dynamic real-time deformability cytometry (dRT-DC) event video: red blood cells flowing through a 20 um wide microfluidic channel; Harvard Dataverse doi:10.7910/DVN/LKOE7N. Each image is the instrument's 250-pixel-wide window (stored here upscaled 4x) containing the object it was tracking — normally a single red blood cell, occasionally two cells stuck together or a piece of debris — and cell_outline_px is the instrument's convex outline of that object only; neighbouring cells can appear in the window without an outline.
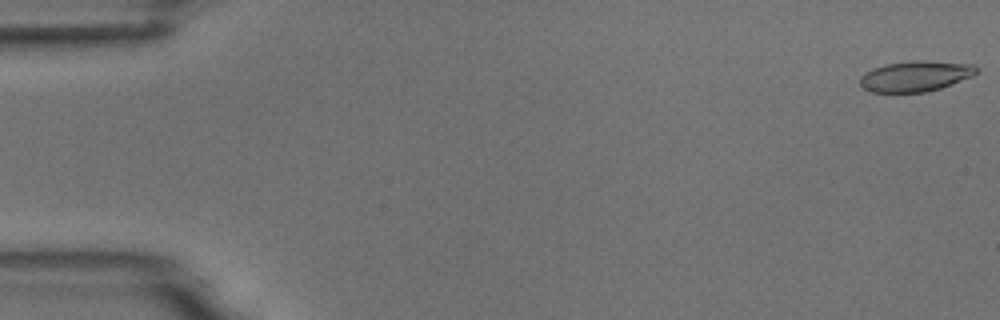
{"species": "common noctule bat (a hibernating species)", "species_latin": "Nyctalus noctula", "temperature_condition": "room temperature", "stored_images_in_passage": 6, "camera_frame_rate_fps": 3000, "um_per_image_px": 0.085, "animal": {"sex": "male", "body_mass_g": 18.8}, "frame": {"image": 1, "passage_image": 1, "time_ms": 0.0, "image_size_px": [1000, 320], "cell_outline_px": [[980, 68], [972, 76], [940, 88], [924, 92], [872, 92], [864, 88], [860, 84], [860, 76], [864, 72], [872, 68], [884, 64], [912, 60], [924, 60], [972, 64]], "centroid_in_image_um": [77.79, 6.46], "position_along_channel_um": 7.2, "area_um2": 20.81}}
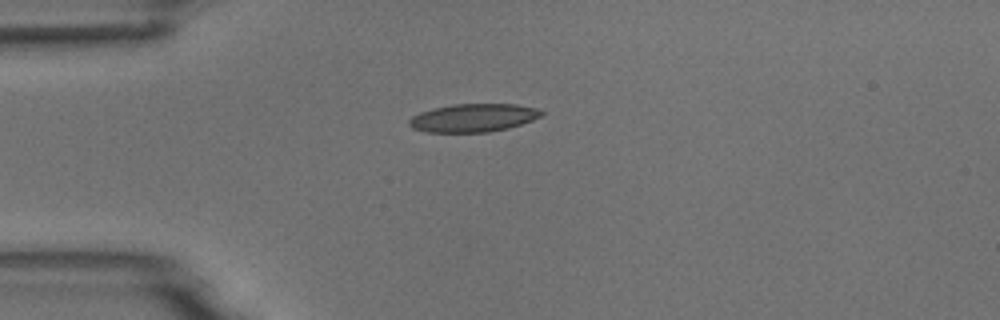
{"frame": {"image": 2, "passage_image": 4, "time_ms": 4.333, "image_size_px": [1000, 320], "cell_outline_px": [[544, 112], [540, 116], [532, 120], [508, 128], [488, 132], [424, 132], [412, 128], [408, 124], [408, 120], [412, 116], [420, 112], [432, 108], [452, 104], [516, 104], [536, 108]], "centroid_in_image_um": [40.18, 10.01], "position_along_channel_um": 44.8, "area_um2": 21.73}}
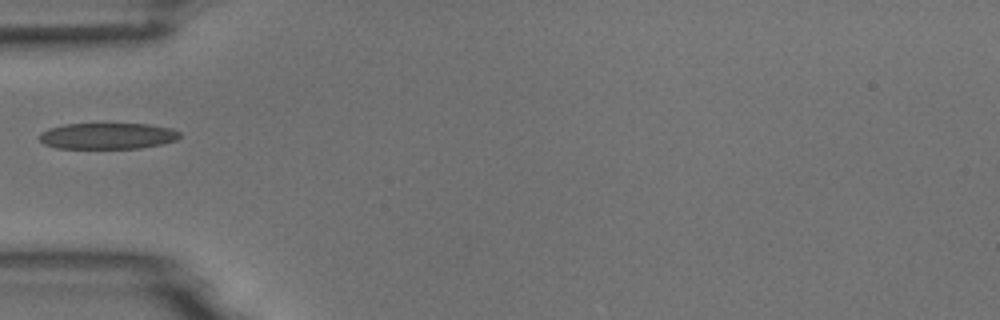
{"frame": {"image": 3, "passage_image": 5, "time_ms": 5.667, "image_size_px": [1000, 320], "cell_outline_px": [[180, 136], [176, 140], [160, 144], [140, 148], [56, 148], [44, 144], [40, 140], [40, 132], [48, 128], [64, 124], [148, 124], [172, 128], [180, 132]], "centroid_in_image_um": [9.13, 11.55], "position_along_channel_um": 75.9, "area_um2": 21.39}}